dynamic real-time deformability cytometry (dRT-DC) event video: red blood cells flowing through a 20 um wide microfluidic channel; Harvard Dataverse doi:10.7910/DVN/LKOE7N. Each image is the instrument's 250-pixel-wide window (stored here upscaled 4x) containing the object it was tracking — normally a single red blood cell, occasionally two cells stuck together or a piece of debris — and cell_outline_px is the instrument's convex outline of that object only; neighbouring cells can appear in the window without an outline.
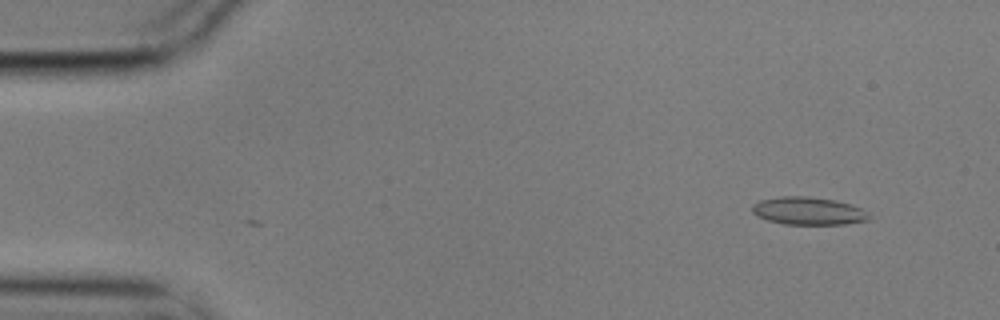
{"species": "common noctule bat (a hibernating species)", "species_latin": "Nyctalus noctula", "temperature_condition": "cold", "stored_images_in_passage": 6, "segment_of_instrument_passage": [1, 2], "camera_frame_rate_fps": 3000, "um_per_image_px": 0.085, "animal": {"sex": "male", "body_mass_g": 17.9}, "frame": {"image": 1, "passage_image": 2, "time_ms": 0.333, "image_size_px": [1000, 320], "cell_outline_px": [[872, 216], [868, 220], [844, 224], [784, 224], [768, 220], [756, 216], [752, 212], [752, 204], [760, 200], [780, 196], [808, 196], [836, 200], [860, 208]], "centroid_in_image_um": [68.68, 17.92], "position_along_channel_um": 16.3, "area_um2": 18.9}}